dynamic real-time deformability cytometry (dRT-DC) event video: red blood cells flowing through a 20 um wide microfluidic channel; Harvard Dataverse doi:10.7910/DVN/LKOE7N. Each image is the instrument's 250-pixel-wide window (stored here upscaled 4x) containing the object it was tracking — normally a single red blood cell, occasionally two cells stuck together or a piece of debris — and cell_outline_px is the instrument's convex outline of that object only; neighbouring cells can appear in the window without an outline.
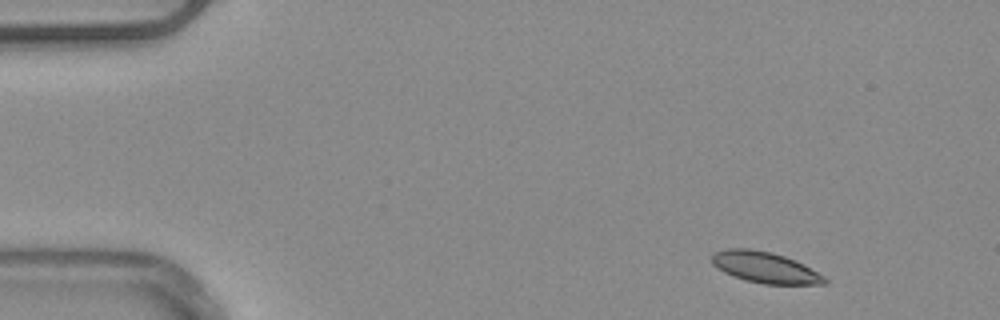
{"species": "common noctule bat (a hibernating species)", "species_latin": "Nyctalus noctula", "temperature_condition": "warm", "stored_images_in_passage": 51, "camera_frame_rate_fps": 3000, "um_per_image_px": 0.085, "animal": {"sex": "male", "body_mass_g": 20.4}, "frame": {"image": 1, "passage_image": 4, "time_ms": 1.0, "image_size_px": [1000, 320], "cell_outline_px": [[828, 284], [764, 284], [748, 280], [724, 272], [712, 264], [712, 252], [728, 248], [752, 248], [772, 252], [796, 260], [804, 264], [824, 276], [828, 280]], "centroid_in_image_um": [65.04, 22.71], "position_along_channel_um": 20.0, "area_um2": 20.4}}
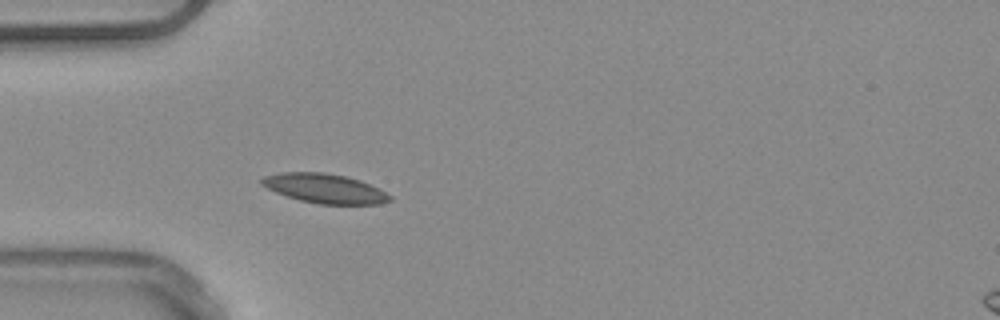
{"frame": {"image": 2, "passage_image": 14, "time_ms": 4.333, "image_size_px": [1000, 320], "cell_outline_px": [[392, 200], [380, 204], [320, 204], [300, 200], [276, 192], [260, 184], [260, 180], [264, 176], [280, 172], [324, 172], [344, 176], [360, 180], [380, 188], [392, 196]], "centroid_in_image_um": [27.63, 16.01], "position_along_channel_um": 57.4, "area_um2": 21.96}, "authors_computed_cell_mechanics": {"area_um2": 20.4612, "velocity_mm_per_s": 3.8416, "shape_relaxation_time_tau1_ms": 2.8032, "shape_relaxation_time_tau2_ms": null, "deformation_change_tau1": 0.0643, "deformation_change_tau2": null}}